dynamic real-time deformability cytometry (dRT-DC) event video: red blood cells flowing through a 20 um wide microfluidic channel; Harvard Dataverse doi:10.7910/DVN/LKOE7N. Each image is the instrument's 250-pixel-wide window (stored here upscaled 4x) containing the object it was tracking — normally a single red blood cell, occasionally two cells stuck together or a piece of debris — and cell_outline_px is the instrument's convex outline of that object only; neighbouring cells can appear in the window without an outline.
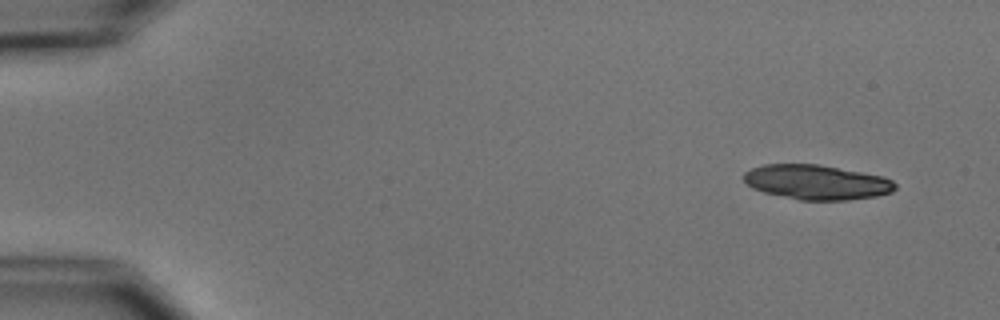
{"species": "common noctule bat (a hibernating species)", "species_latin": "Nyctalus noctula", "temperature_condition": "cold", "stored_images_in_passage": 9, "camera_frame_rate_fps": 3000, "um_per_image_px": 0.085, "animal": {"sex": "male", "body_mass_g": 15.6}, "frame": {"image": 1, "passage_image": 1, "time_ms": 0.0, "image_size_px": [1000, 320], "cell_outline_px": [[896, 188], [892, 192], [876, 196], [848, 200], [800, 200], [764, 192], [752, 188], [744, 180], [744, 172], [752, 168], [764, 164], [820, 164], [884, 176], [892, 180], [896, 184]], "centroid_in_image_um": [69.44, 15.48], "position_along_channel_um": 15.6, "area_um2": 30.69}}
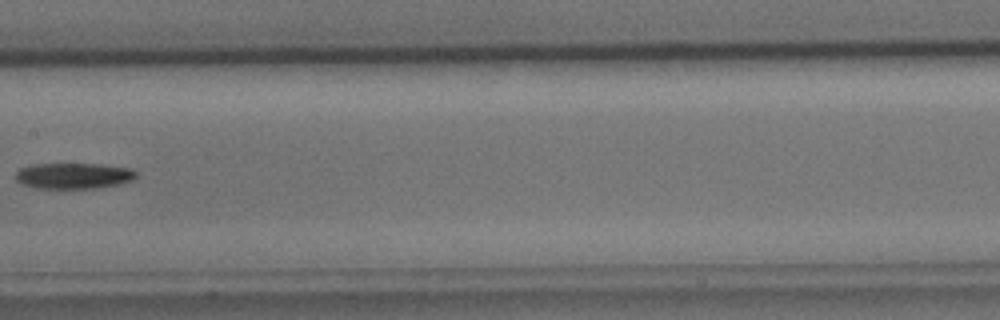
{"frame": {"image": 2, "passage_image": 8, "time_ms": 8.333, "image_size_px": [1000, 320], "cell_outline_px": [[136, 176], [132, 180], [120, 184], [96, 188], [36, 188], [24, 184], [16, 180], [16, 172], [20, 168], [32, 164], [100, 164], [132, 168], [136, 172]], "centroid_in_image_um": [6.27, 14.93], "position_along_channel_um": 201.1, "area_um2": 18.15}}
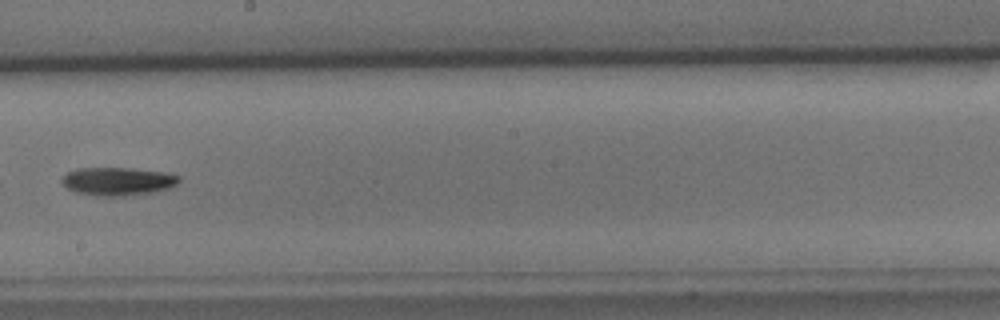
{"frame": {"image": 3, "passage_image": 9, "time_ms": 9.333, "image_size_px": [1000, 320], "cell_outline_px": [[180, 180], [172, 188], [156, 192], [124, 196], [96, 196], [76, 192], [68, 188], [60, 180], [68, 172], [76, 168], [128, 168], [164, 172], [180, 176]], "centroid_in_image_um": [10.04, 15.42], "position_along_channel_um": 238.2, "area_um2": 19.31}}